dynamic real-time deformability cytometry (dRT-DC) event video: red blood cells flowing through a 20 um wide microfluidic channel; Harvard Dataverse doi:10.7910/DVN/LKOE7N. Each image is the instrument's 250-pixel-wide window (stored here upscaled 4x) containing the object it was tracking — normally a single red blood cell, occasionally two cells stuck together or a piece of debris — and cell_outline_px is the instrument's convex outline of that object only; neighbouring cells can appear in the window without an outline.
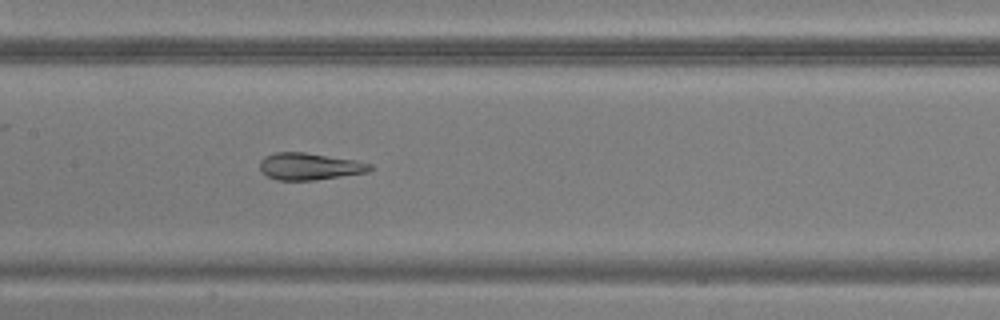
{"species": "common noctule bat (a hibernating species)", "species_latin": "Nyctalus noctula", "temperature_condition": "warm", "stored_images_in_passage": 26, "camera_frame_rate_fps": 3000, "um_per_image_px": 0.085, "animal": {"sex": "male", "body_mass_g": 20.5, "forearm_length_mm": 52.5}, "frame": {"image": 1, "passage_image": 22, "time_ms": 7.0, "image_size_px": [1000, 320], "cell_outline_px": [[372, 168], [368, 172], [316, 180], [276, 180], [268, 176], [260, 168], [260, 160], [264, 156], [276, 152], [304, 152], [356, 160], [372, 164]], "centroid_in_image_um": [26.32, 14.14], "position_along_channel_um": 181.1, "area_um2": 17.28}}
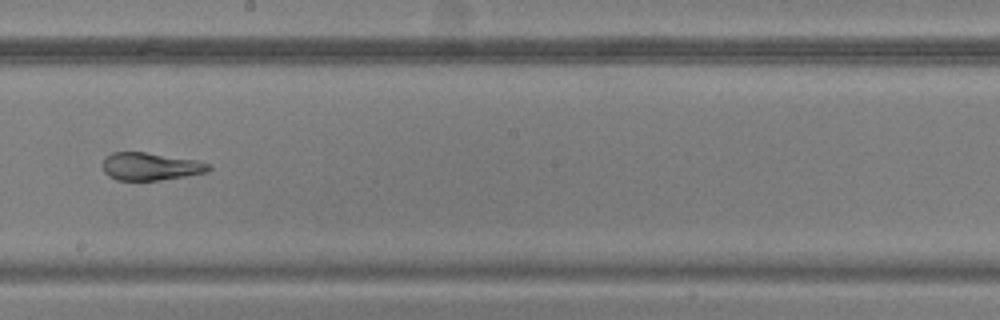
{"frame": {"image": 2, "passage_image": 26, "time_ms": 8.333, "image_size_px": [1000, 320], "cell_outline_px": [[212, 168], [208, 172], [160, 180], [116, 180], [108, 176], [104, 172], [104, 160], [112, 152], [144, 152], [196, 160], [208, 164]], "centroid_in_image_um": [12.79, 14.15], "position_along_channel_um": 235.4, "area_um2": 16.88}}